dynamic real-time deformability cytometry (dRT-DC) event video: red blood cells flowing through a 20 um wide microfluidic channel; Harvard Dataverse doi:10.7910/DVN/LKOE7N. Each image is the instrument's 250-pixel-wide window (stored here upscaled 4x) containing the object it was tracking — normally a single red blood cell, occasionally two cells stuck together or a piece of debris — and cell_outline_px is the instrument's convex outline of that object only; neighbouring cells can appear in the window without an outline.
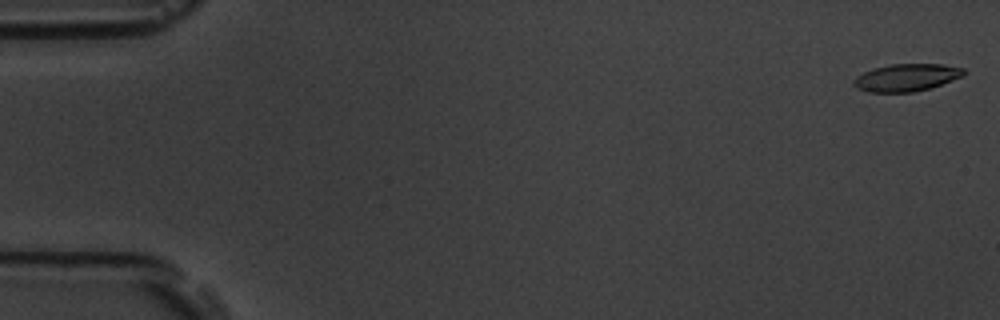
{"species": "common noctule bat (a hibernating species)", "species_latin": "Nyctalus noctula", "temperature_condition": "room temperature", "stored_images_in_passage": 56, "camera_frame_rate_fps": 3000, "um_per_image_px": 0.085, "animal": {"sex": "male", "body_mass_g": 19.5, "forearm_length_mm": 54.6}, "frame": {"image": 1, "passage_image": 1, "time_ms": 0.0, "image_size_px": [1000, 320], "cell_outline_px": [[968, 72], [964, 76], [932, 88], [912, 92], [868, 92], [856, 88], [852, 84], [852, 80], [856, 76], [872, 68], [892, 64], [940, 64], [964, 68]], "centroid_in_image_um": [77.06, 6.59], "position_along_channel_um": 7.9, "area_um2": 17.86}}
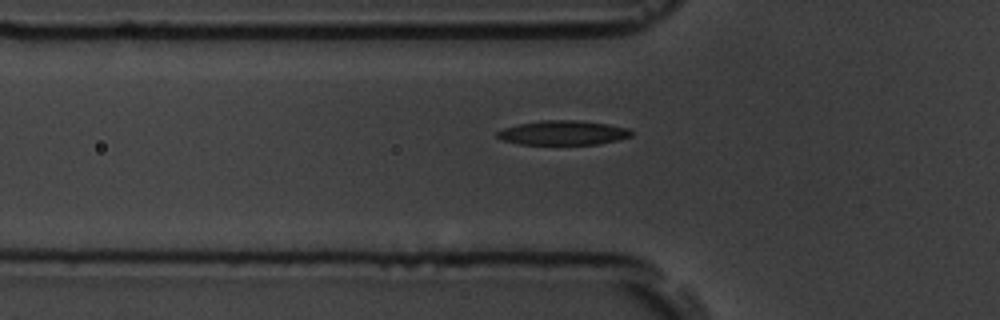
{"frame": {"image": 2, "passage_image": 19, "time_ms": 6.0, "image_size_px": [1000, 320], "cell_outline_px": [[632, 136], [620, 140], [596, 144], [520, 144], [504, 140], [496, 136], [496, 132], [504, 128], [520, 124], [540, 120], [576, 120], [608, 124], [628, 128], [632, 132]], "centroid_in_image_um": [47.89, 11.28], "position_along_channel_um": 77.9, "area_um2": 18.96}}
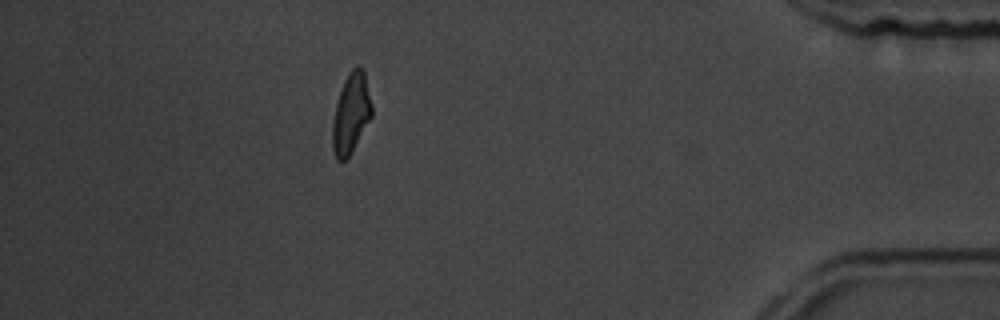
{"frame": {"image": 3, "passage_image": 50, "time_ms": 16.333, "image_size_px": [1000, 320], "cell_outline_px": [[372, 116], [348, 156], [340, 164], [336, 160], [332, 152], [332, 124], [336, 104], [344, 80], [352, 68], [356, 64], [364, 72], [372, 104]], "centroid_in_image_um": [29.82, 9.66], "position_along_channel_um": 405.4, "area_um2": 18.21}, "authors_computed_cell_mechanics": {"area_um2": 18.6694, "velocity_mm_per_s": 3.6289, "shape_relaxation_time_tau1_ms": 6.9243, "shape_relaxation_time_tau2_ms": 4.5421, "deformation_change_tau1": 0.199, "deformation_change_tau2": 0.098}}